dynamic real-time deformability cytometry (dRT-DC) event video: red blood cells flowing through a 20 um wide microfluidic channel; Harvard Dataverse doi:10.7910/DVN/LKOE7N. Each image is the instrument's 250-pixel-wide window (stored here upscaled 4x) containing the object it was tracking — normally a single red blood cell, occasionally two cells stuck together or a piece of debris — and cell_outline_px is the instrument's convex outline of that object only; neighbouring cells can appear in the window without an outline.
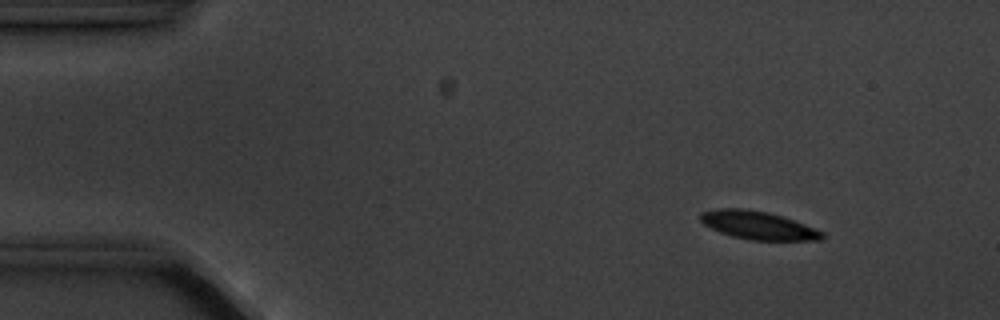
{"species": "common noctule bat (a hibernating species)", "species_latin": "Nyctalus noctula", "temperature_condition": "cold", "stored_images_in_passage": 4, "camera_frame_rate_fps": 3000, "um_per_image_px": 0.085, "animal": {"sex": "male", "body_mass_g": 20.1, "forearm_length_mm": 53.5}, "frame": {"image": 1, "passage_image": 2, "time_ms": 1.333, "image_size_px": [1000, 320], "cell_outline_px": [[824, 236], [820, 240], [748, 240], [732, 236], [720, 232], [704, 224], [700, 220], [700, 212], [716, 208], [740, 208], [768, 212], [804, 224], [824, 232]], "centroid_in_image_um": [64.4, 19.15], "position_along_channel_um": 20.6, "area_um2": 19.83}}